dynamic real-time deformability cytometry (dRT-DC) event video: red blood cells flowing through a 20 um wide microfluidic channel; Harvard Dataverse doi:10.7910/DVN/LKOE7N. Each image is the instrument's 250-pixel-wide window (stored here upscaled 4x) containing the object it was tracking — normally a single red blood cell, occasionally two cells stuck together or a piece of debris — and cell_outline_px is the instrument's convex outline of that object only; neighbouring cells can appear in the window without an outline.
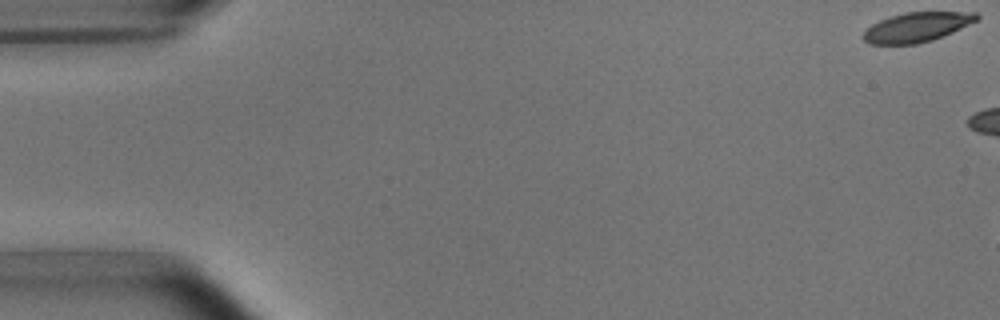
{"species": "common noctule bat (a hibernating species)", "species_latin": "Nyctalus noctula", "temperature_condition": "room temperature", "stored_images_in_passage": 7, "camera_frame_rate_fps": 3000, "um_per_image_px": 0.085, "animal": {"sex": "male", "body_mass_g": 15.6}, "frame": {"image": 1, "passage_image": 1, "time_ms": 0.0, "image_size_px": [1000, 320], "cell_outline_px": [[980, 16], [976, 20], [944, 36], [932, 40], [916, 44], [868, 44], [860, 36], [872, 24], [880, 20], [904, 12], [976, 12]], "centroid_in_image_um": [77.89, 2.31], "position_along_channel_um": 7.1, "area_um2": 19.42}}